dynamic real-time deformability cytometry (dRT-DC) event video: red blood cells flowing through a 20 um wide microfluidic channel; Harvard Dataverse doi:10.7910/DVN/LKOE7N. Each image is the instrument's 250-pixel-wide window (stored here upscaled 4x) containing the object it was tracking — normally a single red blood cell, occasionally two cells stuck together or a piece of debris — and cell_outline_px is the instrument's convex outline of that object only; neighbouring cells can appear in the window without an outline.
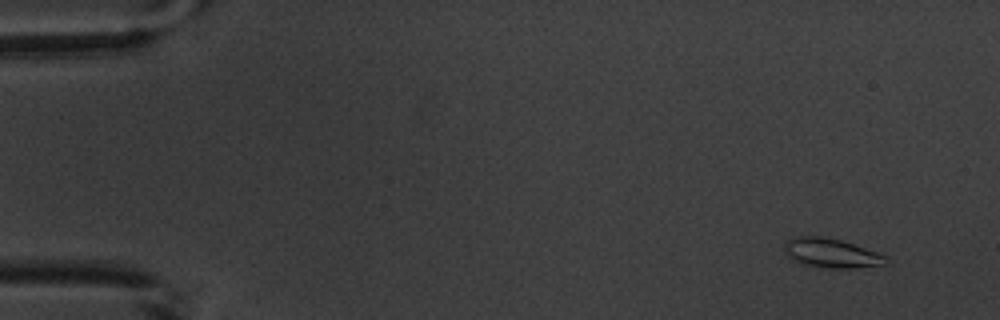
{"species": "common noctule bat (a hibernating species)", "species_latin": "Nyctalus noctula", "temperature_condition": "warm", "stored_images_in_passage": 10, "camera_frame_rate_fps": 3000, "um_per_image_px": 0.085, "animal": {"sex": "male", "body_mass_g": 20.1, "forearm_length_mm": 53.5}, "frame": {"image": 1, "passage_image": 2, "time_ms": 1.0, "image_size_px": [1000, 320], "cell_outline_px": [[888, 264], [852, 268], [820, 268], [804, 264], [792, 260], [784, 252], [784, 244], [788, 240], [800, 236], [820, 236], [840, 240], [876, 252], [884, 256]], "centroid_in_image_um": [70.61, 21.53], "position_along_channel_um": 14.4, "area_um2": 17.11}}
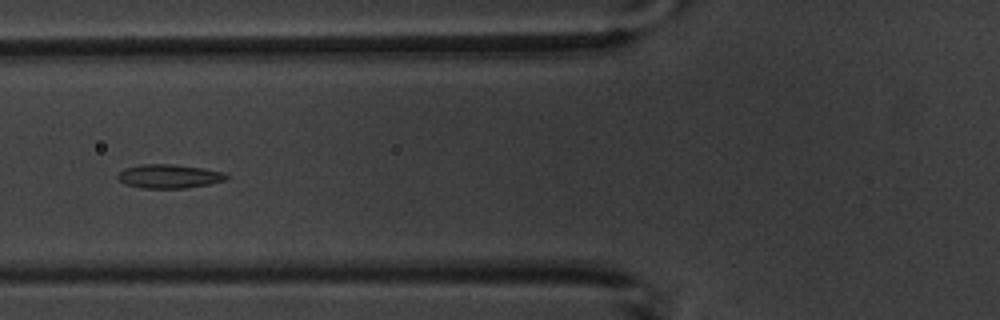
{"frame": {"image": 2, "passage_image": 7, "time_ms": 7.0, "image_size_px": [1000, 320], "cell_outline_px": [[228, 176], [224, 180], [208, 184], [184, 188], [140, 188], [128, 184], [120, 180], [116, 176], [124, 168], [140, 164], [172, 164], [204, 168], [224, 172]], "centroid_in_image_um": [14.36, 14.97], "position_along_channel_um": 111.4, "area_um2": 14.97}}
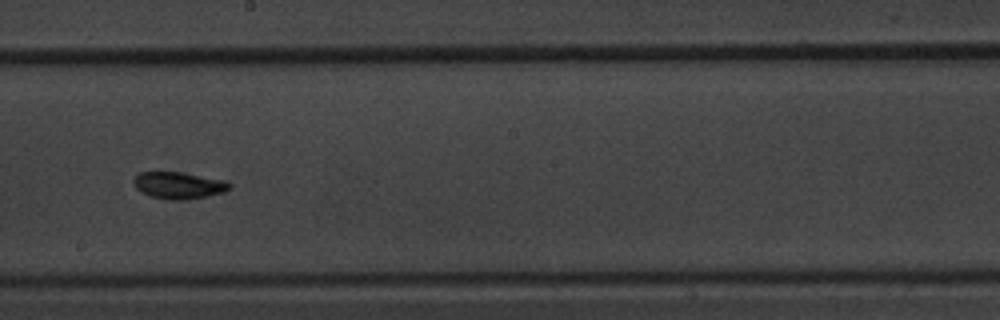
{"frame": {"image": 3, "passage_image": 10, "time_ms": 10.333, "image_size_px": [1000, 320], "cell_outline_px": [[232, 188], [224, 192], [208, 196], [184, 200], [168, 200], [152, 196], [140, 192], [132, 184], [132, 180], [140, 172], [180, 172], [224, 180], [232, 184]], "centroid_in_image_um": [15.18, 15.76], "position_along_channel_um": 233.0, "area_um2": 15.09}}